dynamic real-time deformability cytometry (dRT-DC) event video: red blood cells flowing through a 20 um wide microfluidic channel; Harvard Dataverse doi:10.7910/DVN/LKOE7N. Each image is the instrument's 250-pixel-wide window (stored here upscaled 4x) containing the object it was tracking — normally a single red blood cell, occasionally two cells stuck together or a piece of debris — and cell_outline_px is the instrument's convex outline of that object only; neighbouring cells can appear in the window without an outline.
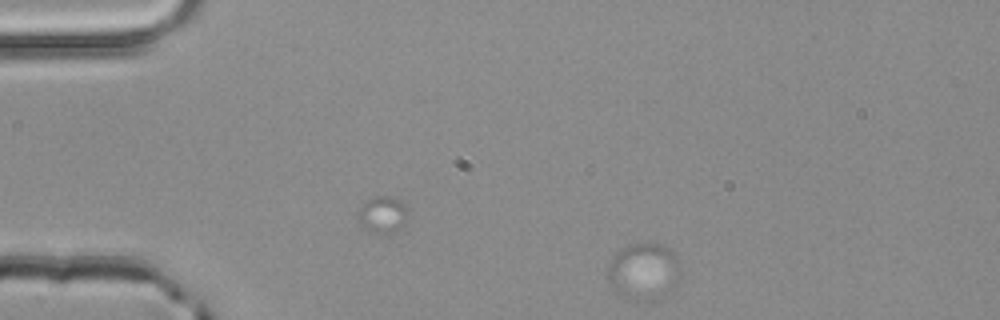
{"species": "common noctule bat (a hibernating species)", "species_latin": "Nyctalus noctula", "temperature_condition": "room temperature", "stored_images_in_passage": 2, "camera_frame_rate_fps": 3000, "um_per_image_px": 0.085, "animal": {"sex": "male", "body_mass_g": 20.4}, "frame": {"image": 1, "passage_image": 2, "time_ms": 0.333, "image_size_px": [1000, 320], "cell_outline_px": [[684, 272], [680, 284], [672, 288], [640, 300], [624, 300], [608, 284], [608, 264], [612, 256], [620, 248], [632, 244], [664, 244], [676, 252]], "centroid_in_image_um": [54.74, 23.02], "position_along_channel_um": 30.3, "area_um2": 24.51}}